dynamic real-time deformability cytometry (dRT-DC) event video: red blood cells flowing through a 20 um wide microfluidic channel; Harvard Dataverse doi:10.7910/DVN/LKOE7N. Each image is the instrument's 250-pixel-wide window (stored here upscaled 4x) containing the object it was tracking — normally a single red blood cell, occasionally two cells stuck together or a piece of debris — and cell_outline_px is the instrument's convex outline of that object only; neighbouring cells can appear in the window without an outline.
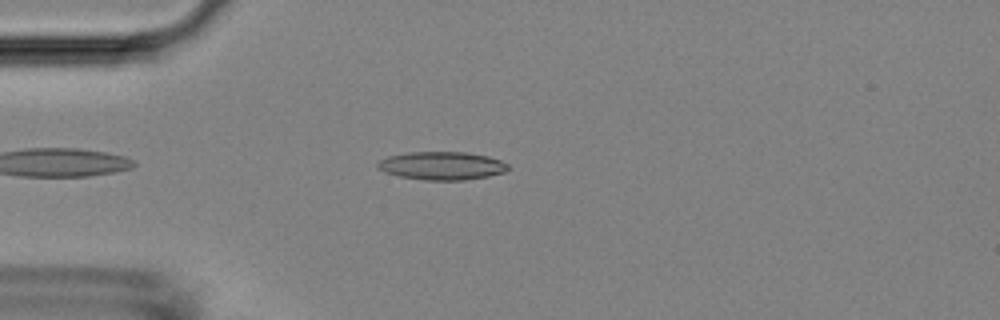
{"species": "Egyptian fruit bat (a non-hibernating species)", "species_latin": "Rousettus aegyptiacus", "temperature_condition": "room temperature", "stored_images_in_passage": 37, "camera_frame_rate_fps": 3000, "um_per_image_px": 0.085, "animal": {"sex": "female"}, "frame": {"image": 1, "passage_image": 5, "time_ms": 1.333, "image_size_px": [1000, 320], "cell_outline_px": [[512, 168], [504, 172], [488, 176], [464, 180], [424, 180], [400, 176], [384, 172], [376, 168], [376, 164], [380, 160], [388, 156], [408, 152], [468, 152], [488, 156], [500, 160], [508, 164]], "centroid_in_image_um": [37.56, 14.08], "position_along_channel_um": 47.4, "area_um2": 21.56}}
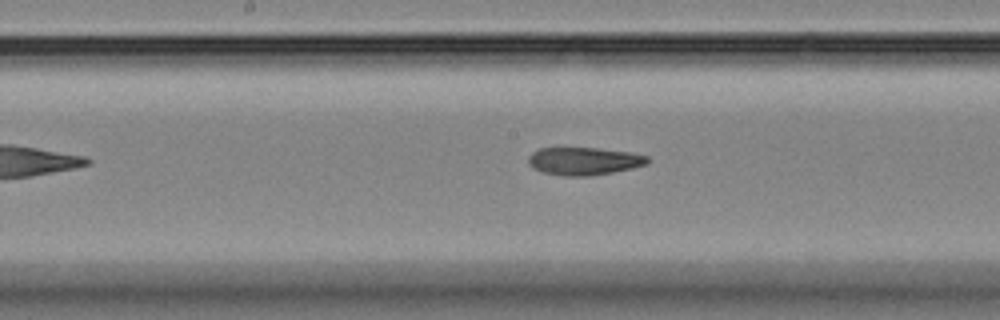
{"frame": {"image": 2, "passage_image": 18, "time_ms": 5.667, "image_size_px": [1000, 320], "cell_outline_px": [[648, 164], [632, 168], [612, 172], [588, 176], [564, 176], [540, 172], [532, 168], [528, 164], [528, 156], [532, 152], [540, 148], [596, 148], [628, 152], [648, 156]], "centroid_in_image_um": [49.59, 13.7], "position_along_channel_um": 198.6, "area_um2": 19.31}}
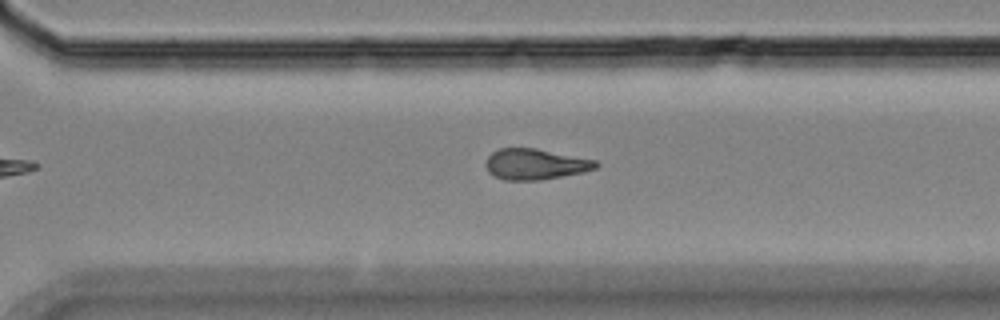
{"frame": {"image": 3, "passage_image": 28, "time_ms": 9.0, "image_size_px": [1000, 320], "cell_outline_px": [[600, 164], [596, 168], [584, 172], [540, 180], [504, 180], [488, 172], [484, 164], [484, 160], [492, 152], [500, 148], [536, 148], [596, 160]], "centroid_in_image_um": [45.48, 13.95], "position_along_channel_um": 325.1, "area_um2": 19.88}, "authors_computed_cell_mechanics": {"area_um2": 19.8832, "velocity_mm_per_s": 3.8109, "shape_relaxation_time_tau1_ms": null, "shape_relaxation_time_tau2_ms": 8.2673, "deformation_change_tau1": null, "deformation_change_tau2": 0.1605}}